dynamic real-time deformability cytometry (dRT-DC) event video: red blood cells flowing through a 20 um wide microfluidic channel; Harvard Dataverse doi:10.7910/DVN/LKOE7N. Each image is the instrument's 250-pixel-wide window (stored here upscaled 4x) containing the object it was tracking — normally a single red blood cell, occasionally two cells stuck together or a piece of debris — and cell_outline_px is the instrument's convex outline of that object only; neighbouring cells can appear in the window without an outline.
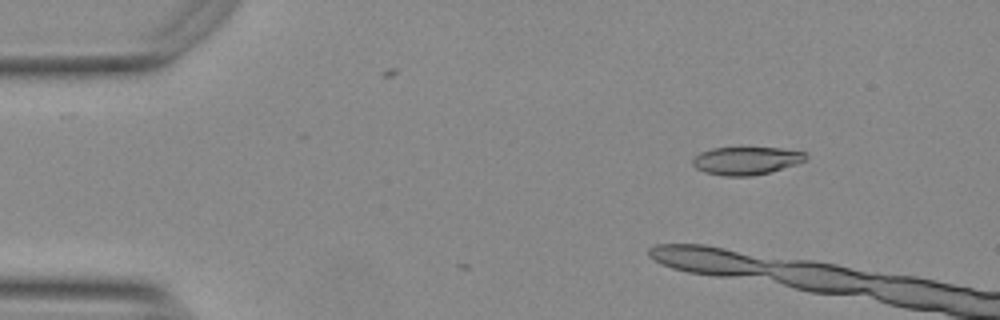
{"species": "Egyptian fruit bat (a non-hibernating species)", "species_latin": "Rousettus aegyptiacus", "temperature_condition": "warm", "stored_images_in_passage": 4, "camera_frame_rate_fps": 3000, "um_per_image_px": 0.085, "animal": {"sex": "female"}, "frame": {"image": 1, "passage_image": 1, "time_ms": 0.0, "image_size_px": [1000, 320], "cell_outline_px": [[808, 160], [796, 164], [768, 172], [752, 176], [724, 176], [704, 172], [696, 168], [692, 164], [692, 160], [700, 152], [712, 148], [780, 148], [808, 152]], "centroid_in_image_um": [63.46, 13.65], "position_along_channel_um": 21.5, "area_um2": 18.44}}